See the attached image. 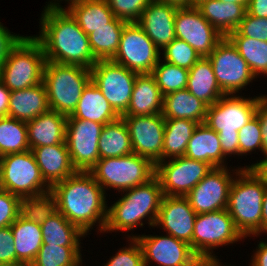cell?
<instances>
[{
	"label": "cell",
	"mask_w": 267,
	"mask_h": 266,
	"mask_svg": "<svg viewBox=\"0 0 267 266\" xmlns=\"http://www.w3.org/2000/svg\"><path fill=\"white\" fill-rule=\"evenodd\" d=\"M242 168H251L254 169L266 182L267 184V159L259 161L255 164H252L251 166H246Z\"/></svg>",
	"instance_id": "cell-55"
},
{
	"label": "cell",
	"mask_w": 267,
	"mask_h": 266,
	"mask_svg": "<svg viewBox=\"0 0 267 266\" xmlns=\"http://www.w3.org/2000/svg\"><path fill=\"white\" fill-rule=\"evenodd\" d=\"M10 226L17 259L20 262L31 264L43 244L41 225L27 221L19 215Z\"/></svg>",
	"instance_id": "cell-32"
},
{
	"label": "cell",
	"mask_w": 267,
	"mask_h": 266,
	"mask_svg": "<svg viewBox=\"0 0 267 266\" xmlns=\"http://www.w3.org/2000/svg\"><path fill=\"white\" fill-rule=\"evenodd\" d=\"M32 152L44 180L51 187L76 172L70 160L66 141L62 144L36 147Z\"/></svg>",
	"instance_id": "cell-23"
},
{
	"label": "cell",
	"mask_w": 267,
	"mask_h": 266,
	"mask_svg": "<svg viewBox=\"0 0 267 266\" xmlns=\"http://www.w3.org/2000/svg\"><path fill=\"white\" fill-rule=\"evenodd\" d=\"M103 124L67 118L66 144L76 171L89 172L99 160V139Z\"/></svg>",
	"instance_id": "cell-15"
},
{
	"label": "cell",
	"mask_w": 267,
	"mask_h": 266,
	"mask_svg": "<svg viewBox=\"0 0 267 266\" xmlns=\"http://www.w3.org/2000/svg\"><path fill=\"white\" fill-rule=\"evenodd\" d=\"M30 150L25 121L0 117V157Z\"/></svg>",
	"instance_id": "cell-38"
},
{
	"label": "cell",
	"mask_w": 267,
	"mask_h": 266,
	"mask_svg": "<svg viewBox=\"0 0 267 266\" xmlns=\"http://www.w3.org/2000/svg\"><path fill=\"white\" fill-rule=\"evenodd\" d=\"M20 197L0 189V229L10 226L20 214Z\"/></svg>",
	"instance_id": "cell-46"
},
{
	"label": "cell",
	"mask_w": 267,
	"mask_h": 266,
	"mask_svg": "<svg viewBox=\"0 0 267 266\" xmlns=\"http://www.w3.org/2000/svg\"><path fill=\"white\" fill-rule=\"evenodd\" d=\"M160 54L137 22H129L122 30L118 50L111 60L138 74L152 73Z\"/></svg>",
	"instance_id": "cell-10"
},
{
	"label": "cell",
	"mask_w": 267,
	"mask_h": 266,
	"mask_svg": "<svg viewBox=\"0 0 267 266\" xmlns=\"http://www.w3.org/2000/svg\"><path fill=\"white\" fill-rule=\"evenodd\" d=\"M91 81V69L78 65H64L46 61L43 83L46 88L48 105L65 116H70Z\"/></svg>",
	"instance_id": "cell-6"
},
{
	"label": "cell",
	"mask_w": 267,
	"mask_h": 266,
	"mask_svg": "<svg viewBox=\"0 0 267 266\" xmlns=\"http://www.w3.org/2000/svg\"><path fill=\"white\" fill-rule=\"evenodd\" d=\"M235 171L236 179L230 187L226 210L244 238L257 236L262 232V203L267 184L254 169Z\"/></svg>",
	"instance_id": "cell-3"
},
{
	"label": "cell",
	"mask_w": 267,
	"mask_h": 266,
	"mask_svg": "<svg viewBox=\"0 0 267 266\" xmlns=\"http://www.w3.org/2000/svg\"><path fill=\"white\" fill-rule=\"evenodd\" d=\"M212 169L208 163L181 156L159 161L155 175L165 196H186Z\"/></svg>",
	"instance_id": "cell-14"
},
{
	"label": "cell",
	"mask_w": 267,
	"mask_h": 266,
	"mask_svg": "<svg viewBox=\"0 0 267 266\" xmlns=\"http://www.w3.org/2000/svg\"><path fill=\"white\" fill-rule=\"evenodd\" d=\"M163 50L165 62L188 70L201 58L189 44L178 38H175Z\"/></svg>",
	"instance_id": "cell-42"
},
{
	"label": "cell",
	"mask_w": 267,
	"mask_h": 266,
	"mask_svg": "<svg viewBox=\"0 0 267 266\" xmlns=\"http://www.w3.org/2000/svg\"><path fill=\"white\" fill-rule=\"evenodd\" d=\"M127 23L115 17L108 26L97 28L88 35L96 60H111L116 55L122 30Z\"/></svg>",
	"instance_id": "cell-35"
},
{
	"label": "cell",
	"mask_w": 267,
	"mask_h": 266,
	"mask_svg": "<svg viewBox=\"0 0 267 266\" xmlns=\"http://www.w3.org/2000/svg\"><path fill=\"white\" fill-rule=\"evenodd\" d=\"M163 95L187 88L189 70L169 64L157 63L151 73Z\"/></svg>",
	"instance_id": "cell-41"
},
{
	"label": "cell",
	"mask_w": 267,
	"mask_h": 266,
	"mask_svg": "<svg viewBox=\"0 0 267 266\" xmlns=\"http://www.w3.org/2000/svg\"><path fill=\"white\" fill-rule=\"evenodd\" d=\"M67 1H68V2L70 1L69 3H71V2H74V1H76V0H67Z\"/></svg>",
	"instance_id": "cell-61"
},
{
	"label": "cell",
	"mask_w": 267,
	"mask_h": 266,
	"mask_svg": "<svg viewBox=\"0 0 267 266\" xmlns=\"http://www.w3.org/2000/svg\"><path fill=\"white\" fill-rule=\"evenodd\" d=\"M239 155L262 148V131L258 117L255 115L238 131Z\"/></svg>",
	"instance_id": "cell-44"
},
{
	"label": "cell",
	"mask_w": 267,
	"mask_h": 266,
	"mask_svg": "<svg viewBox=\"0 0 267 266\" xmlns=\"http://www.w3.org/2000/svg\"><path fill=\"white\" fill-rule=\"evenodd\" d=\"M163 98L151 73L137 74L127 111L122 116H145L160 114Z\"/></svg>",
	"instance_id": "cell-24"
},
{
	"label": "cell",
	"mask_w": 267,
	"mask_h": 266,
	"mask_svg": "<svg viewBox=\"0 0 267 266\" xmlns=\"http://www.w3.org/2000/svg\"><path fill=\"white\" fill-rule=\"evenodd\" d=\"M236 31L241 36L267 41V18H259L249 15L247 12Z\"/></svg>",
	"instance_id": "cell-47"
},
{
	"label": "cell",
	"mask_w": 267,
	"mask_h": 266,
	"mask_svg": "<svg viewBox=\"0 0 267 266\" xmlns=\"http://www.w3.org/2000/svg\"><path fill=\"white\" fill-rule=\"evenodd\" d=\"M255 115L259 119V123L261 126L262 131V148L261 151L266 156L265 159H267V95L263 96L258 102H257V108Z\"/></svg>",
	"instance_id": "cell-50"
},
{
	"label": "cell",
	"mask_w": 267,
	"mask_h": 266,
	"mask_svg": "<svg viewBox=\"0 0 267 266\" xmlns=\"http://www.w3.org/2000/svg\"><path fill=\"white\" fill-rule=\"evenodd\" d=\"M131 245L122 248L104 266H145L143 252L136 238L129 237Z\"/></svg>",
	"instance_id": "cell-45"
},
{
	"label": "cell",
	"mask_w": 267,
	"mask_h": 266,
	"mask_svg": "<svg viewBox=\"0 0 267 266\" xmlns=\"http://www.w3.org/2000/svg\"><path fill=\"white\" fill-rule=\"evenodd\" d=\"M177 6L152 0L143 10L137 24L160 50L175 38V15Z\"/></svg>",
	"instance_id": "cell-21"
},
{
	"label": "cell",
	"mask_w": 267,
	"mask_h": 266,
	"mask_svg": "<svg viewBox=\"0 0 267 266\" xmlns=\"http://www.w3.org/2000/svg\"><path fill=\"white\" fill-rule=\"evenodd\" d=\"M186 89L208 106L213 105L225 95L217 83L212 63L208 57H201L189 69Z\"/></svg>",
	"instance_id": "cell-30"
},
{
	"label": "cell",
	"mask_w": 267,
	"mask_h": 266,
	"mask_svg": "<svg viewBox=\"0 0 267 266\" xmlns=\"http://www.w3.org/2000/svg\"><path fill=\"white\" fill-rule=\"evenodd\" d=\"M251 266H267V243L260 241L258 249L251 260Z\"/></svg>",
	"instance_id": "cell-52"
},
{
	"label": "cell",
	"mask_w": 267,
	"mask_h": 266,
	"mask_svg": "<svg viewBox=\"0 0 267 266\" xmlns=\"http://www.w3.org/2000/svg\"><path fill=\"white\" fill-rule=\"evenodd\" d=\"M41 232L43 235V243L60 246H80L79 238L85 235L59 211L41 224Z\"/></svg>",
	"instance_id": "cell-36"
},
{
	"label": "cell",
	"mask_w": 267,
	"mask_h": 266,
	"mask_svg": "<svg viewBox=\"0 0 267 266\" xmlns=\"http://www.w3.org/2000/svg\"><path fill=\"white\" fill-rule=\"evenodd\" d=\"M49 109L47 92L43 82L10 93L9 117L28 122Z\"/></svg>",
	"instance_id": "cell-26"
},
{
	"label": "cell",
	"mask_w": 267,
	"mask_h": 266,
	"mask_svg": "<svg viewBox=\"0 0 267 266\" xmlns=\"http://www.w3.org/2000/svg\"><path fill=\"white\" fill-rule=\"evenodd\" d=\"M41 43L46 61L92 68L95 59L88 35L59 3L50 2L41 15Z\"/></svg>",
	"instance_id": "cell-1"
},
{
	"label": "cell",
	"mask_w": 267,
	"mask_h": 266,
	"mask_svg": "<svg viewBox=\"0 0 267 266\" xmlns=\"http://www.w3.org/2000/svg\"><path fill=\"white\" fill-rule=\"evenodd\" d=\"M219 1L224 2V3L230 2V3L242 4L246 9L250 2V0H219Z\"/></svg>",
	"instance_id": "cell-58"
},
{
	"label": "cell",
	"mask_w": 267,
	"mask_h": 266,
	"mask_svg": "<svg viewBox=\"0 0 267 266\" xmlns=\"http://www.w3.org/2000/svg\"><path fill=\"white\" fill-rule=\"evenodd\" d=\"M57 211V200L51 191L20 199L19 215L27 221L41 225Z\"/></svg>",
	"instance_id": "cell-40"
},
{
	"label": "cell",
	"mask_w": 267,
	"mask_h": 266,
	"mask_svg": "<svg viewBox=\"0 0 267 266\" xmlns=\"http://www.w3.org/2000/svg\"><path fill=\"white\" fill-rule=\"evenodd\" d=\"M224 95L208 106L204 123L219 135L221 149L226 155H239L238 131L254 116L257 102L263 97L243 98Z\"/></svg>",
	"instance_id": "cell-5"
},
{
	"label": "cell",
	"mask_w": 267,
	"mask_h": 266,
	"mask_svg": "<svg viewBox=\"0 0 267 266\" xmlns=\"http://www.w3.org/2000/svg\"><path fill=\"white\" fill-rule=\"evenodd\" d=\"M137 74L112 60H97L91 68L92 82L120 116L128 109Z\"/></svg>",
	"instance_id": "cell-11"
},
{
	"label": "cell",
	"mask_w": 267,
	"mask_h": 266,
	"mask_svg": "<svg viewBox=\"0 0 267 266\" xmlns=\"http://www.w3.org/2000/svg\"><path fill=\"white\" fill-rule=\"evenodd\" d=\"M233 180L227 166L213 168L185 197L196 214L226 209Z\"/></svg>",
	"instance_id": "cell-18"
},
{
	"label": "cell",
	"mask_w": 267,
	"mask_h": 266,
	"mask_svg": "<svg viewBox=\"0 0 267 266\" xmlns=\"http://www.w3.org/2000/svg\"><path fill=\"white\" fill-rule=\"evenodd\" d=\"M66 10L87 35L108 26L115 18L106 0H76Z\"/></svg>",
	"instance_id": "cell-31"
},
{
	"label": "cell",
	"mask_w": 267,
	"mask_h": 266,
	"mask_svg": "<svg viewBox=\"0 0 267 266\" xmlns=\"http://www.w3.org/2000/svg\"><path fill=\"white\" fill-rule=\"evenodd\" d=\"M184 156L210 164L213 168L225 167L219 135L205 123L198 124L190 138Z\"/></svg>",
	"instance_id": "cell-25"
},
{
	"label": "cell",
	"mask_w": 267,
	"mask_h": 266,
	"mask_svg": "<svg viewBox=\"0 0 267 266\" xmlns=\"http://www.w3.org/2000/svg\"><path fill=\"white\" fill-rule=\"evenodd\" d=\"M116 18L137 22L152 0H106Z\"/></svg>",
	"instance_id": "cell-43"
},
{
	"label": "cell",
	"mask_w": 267,
	"mask_h": 266,
	"mask_svg": "<svg viewBox=\"0 0 267 266\" xmlns=\"http://www.w3.org/2000/svg\"><path fill=\"white\" fill-rule=\"evenodd\" d=\"M11 91L0 80V117L8 116Z\"/></svg>",
	"instance_id": "cell-53"
},
{
	"label": "cell",
	"mask_w": 267,
	"mask_h": 266,
	"mask_svg": "<svg viewBox=\"0 0 267 266\" xmlns=\"http://www.w3.org/2000/svg\"><path fill=\"white\" fill-rule=\"evenodd\" d=\"M220 89L235 95L255 78L232 42L224 37L208 56Z\"/></svg>",
	"instance_id": "cell-13"
},
{
	"label": "cell",
	"mask_w": 267,
	"mask_h": 266,
	"mask_svg": "<svg viewBox=\"0 0 267 266\" xmlns=\"http://www.w3.org/2000/svg\"><path fill=\"white\" fill-rule=\"evenodd\" d=\"M123 192H126L124 197L107 209L104 232L127 231L137 225L143 226L145 217H149L148 224L153 227L164 197L158 177L155 175L148 182Z\"/></svg>",
	"instance_id": "cell-4"
},
{
	"label": "cell",
	"mask_w": 267,
	"mask_h": 266,
	"mask_svg": "<svg viewBox=\"0 0 267 266\" xmlns=\"http://www.w3.org/2000/svg\"><path fill=\"white\" fill-rule=\"evenodd\" d=\"M196 212L185 196H165L155 222L171 236L188 243L192 249V236Z\"/></svg>",
	"instance_id": "cell-20"
},
{
	"label": "cell",
	"mask_w": 267,
	"mask_h": 266,
	"mask_svg": "<svg viewBox=\"0 0 267 266\" xmlns=\"http://www.w3.org/2000/svg\"><path fill=\"white\" fill-rule=\"evenodd\" d=\"M167 4H172L177 7H189V0H156Z\"/></svg>",
	"instance_id": "cell-57"
},
{
	"label": "cell",
	"mask_w": 267,
	"mask_h": 266,
	"mask_svg": "<svg viewBox=\"0 0 267 266\" xmlns=\"http://www.w3.org/2000/svg\"><path fill=\"white\" fill-rule=\"evenodd\" d=\"M201 1H203V0H189V7L190 6H196Z\"/></svg>",
	"instance_id": "cell-60"
},
{
	"label": "cell",
	"mask_w": 267,
	"mask_h": 266,
	"mask_svg": "<svg viewBox=\"0 0 267 266\" xmlns=\"http://www.w3.org/2000/svg\"><path fill=\"white\" fill-rule=\"evenodd\" d=\"M0 187L20 198L51 191V186L44 180L32 150L1 156Z\"/></svg>",
	"instance_id": "cell-9"
},
{
	"label": "cell",
	"mask_w": 267,
	"mask_h": 266,
	"mask_svg": "<svg viewBox=\"0 0 267 266\" xmlns=\"http://www.w3.org/2000/svg\"><path fill=\"white\" fill-rule=\"evenodd\" d=\"M227 38L237 48L255 77L260 73L267 75V41L241 36L236 30Z\"/></svg>",
	"instance_id": "cell-37"
},
{
	"label": "cell",
	"mask_w": 267,
	"mask_h": 266,
	"mask_svg": "<svg viewBox=\"0 0 267 266\" xmlns=\"http://www.w3.org/2000/svg\"><path fill=\"white\" fill-rule=\"evenodd\" d=\"M176 38L184 40L201 57H208L224 38L196 6L178 7L175 15Z\"/></svg>",
	"instance_id": "cell-16"
},
{
	"label": "cell",
	"mask_w": 267,
	"mask_h": 266,
	"mask_svg": "<svg viewBox=\"0 0 267 266\" xmlns=\"http://www.w3.org/2000/svg\"><path fill=\"white\" fill-rule=\"evenodd\" d=\"M188 266H222V264H219L214 255H197Z\"/></svg>",
	"instance_id": "cell-54"
},
{
	"label": "cell",
	"mask_w": 267,
	"mask_h": 266,
	"mask_svg": "<svg viewBox=\"0 0 267 266\" xmlns=\"http://www.w3.org/2000/svg\"><path fill=\"white\" fill-rule=\"evenodd\" d=\"M247 13L259 18H267V0H250Z\"/></svg>",
	"instance_id": "cell-51"
},
{
	"label": "cell",
	"mask_w": 267,
	"mask_h": 266,
	"mask_svg": "<svg viewBox=\"0 0 267 266\" xmlns=\"http://www.w3.org/2000/svg\"><path fill=\"white\" fill-rule=\"evenodd\" d=\"M23 36L11 34L0 22V71L2 70L11 51L20 43Z\"/></svg>",
	"instance_id": "cell-49"
},
{
	"label": "cell",
	"mask_w": 267,
	"mask_h": 266,
	"mask_svg": "<svg viewBox=\"0 0 267 266\" xmlns=\"http://www.w3.org/2000/svg\"><path fill=\"white\" fill-rule=\"evenodd\" d=\"M98 149L99 159L121 157L133 153L130 133L122 117L103 126Z\"/></svg>",
	"instance_id": "cell-33"
},
{
	"label": "cell",
	"mask_w": 267,
	"mask_h": 266,
	"mask_svg": "<svg viewBox=\"0 0 267 266\" xmlns=\"http://www.w3.org/2000/svg\"><path fill=\"white\" fill-rule=\"evenodd\" d=\"M143 252L144 264L154 261L159 266H188L197 256L190 245L168 234L167 236H133Z\"/></svg>",
	"instance_id": "cell-19"
},
{
	"label": "cell",
	"mask_w": 267,
	"mask_h": 266,
	"mask_svg": "<svg viewBox=\"0 0 267 266\" xmlns=\"http://www.w3.org/2000/svg\"><path fill=\"white\" fill-rule=\"evenodd\" d=\"M80 246L43 243L31 266H80Z\"/></svg>",
	"instance_id": "cell-39"
},
{
	"label": "cell",
	"mask_w": 267,
	"mask_h": 266,
	"mask_svg": "<svg viewBox=\"0 0 267 266\" xmlns=\"http://www.w3.org/2000/svg\"><path fill=\"white\" fill-rule=\"evenodd\" d=\"M0 266H31V264L24 263V262H17V263L0 264Z\"/></svg>",
	"instance_id": "cell-59"
},
{
	"label": "cell",
	"mask_w": 267,
	"mask_h": 266,
	"mask_svg": "<svg viewBox=\"0 0 267 266\" xmlns=\"http://www.w3.org/2000/svg\"><path fill=\"white\" fill-rule=\"evenodd\" d=\"M89 172L104 191L109 187L123 192L151 180L156 174V165L146 157L131 153L99 159Z\"/></svg>",
	"instance_id": "cell-8"
},
{
	"label": "cell",
	"mask_w": 267,
	"mask_h": 266,
	"mask_svg": "<svg viewBox=\"0 0 267 266\" xmlns=\"http://www.w3.org/2000/svg\"><path fill=\"white\" fill-rule=\"evenodd\" d=\"M51 192L57 200L58 211L84 234L99 223L104 231L107 205L104 189L90 172L76 171L65 180L55 183Z\"/></svg>",
	"instance_id": "cell-2"
},
{
	"label": "cell",
	"mask_w": 267,
	"mask_h": 266,
	"mask_svg": "<svg viewBox=\"0 0 267 266\" xmlns=\"http://www.w3.org/2000/svg\"><path fill=\"white\" fill-rule=\"evenodd\" d=\"M11 226L0 229V264L17 263Z\"/></svg>",
	"instance_id": "cell-48"
},
{
	"label": "cell",
	"mask_w": 267,
	"mask_h": 266,
	"mask_svg": "<svg viewBox=\"0 0 267 266\" xmlns=\"http://www.w3.org/2000/svg\"><path fill=\"white\" fill-rule=\"evenodd\" d=\"M199 123L188 119H165L163 161L184 156L188 142Z\"/></svg>",
	"instance_id": "cell-34"
},
{
	"label": "cell",
	"mask_w": 267,
	"mask_h": 266,
	"mask_svg": "<svg viewBox=\"0 0 267 266\" xmlns=\"http://www.w3.org/2000/svg\"><path fill=\"white\" fill-rule=\"evenodd\" d=\"M242 238L226 209L201 213L197 214L194 222L192 250L196 255L210 256V250L215 247L233 244Z\"/></svg>",
	"instance_id": "cell-12"
},
{
	"label": "cell",
	"mask_w": 267,
	"mask_h": 266,
	"mask_svg": "<svg viewBox=\"0 0 267 266\" xmlns=\"http://www.w3.org/2000/svg\"><path fill=\"white\" fill-rule=\"evenodd\" d=\"M202 16L224 37L236 30L247 9L242 4L203 0L196 5Z\"/></svg>",
	"instance_id": "cell-28"
},
{
	"label": "cell",
	"mask_w": 267,
	"mask_h": 266,
	"mask_svg": "<svg viewBox=\"0 0 267 266\" xmlns=\"http://www.w3.org/2000/svg\"><path fill=\"white\" fill-rule=\"evenodd\" d=\"M262 231L267 233V185L264 192V200L262 203Z\"/></svg>",
	"instance_id": "cell-56"
},
{
	"label": "cell",
	"mask_w": 267,
	"mask_h": 266,
	"mask_svg": "<svg viewBox=\"0 0 267 266\" xmlns=\"http://www.w3.org/2000/svg\"><path fill=\"white\" fill-rule=\"evenodd\" d=\"M120 117L92 80L83 89L74 112L67 116V118L85 119L103 125L114 122Z\"/></svg>",
	"instance_id": "cell-27"
},
{
	"label": "cell",
	"mask_w": 267,
	"mask_h": 266,
	"mask_svg": "<svg viewBox=\"0 0 267 266\" xmlns=\"http://www.w3.org/2000/svg\"><path fill=\"white\" fill-rule=\"evenodd\" d=\"M208 105L187 89L164 95L162 115L165 119H188L204 123Z\"/></svg>",
	"instance_id": "cell-29"
},
{
	"label": "cell",
	"mask_w": 267,
	"mask_h": 266,
	"mask_svg": "<svg viewBox=\"0 0 267 266\" xmlns=\"http://www.w3.org/2000/svg\"><path fill=\"white\" fill-rule=\"evenodd\" d=\"M127 124L133 153L163 161L165 118L162 113L145 116H121Z\"/></svg>",
	"instance_id": "cell-17"
},
{
	"label": "cell",
	"mask_w": 267,
	"mask_h": 266,
	"mask_svg": "<svg viewBox=\"0 0 267 266\" xmlns=\"http://www.w3.org/2000/svg\"><path fill=\"white\" fill-rule=\"evenodd\" d=\"M46 63L44 49L35 36H24L11 51L0 80L10 91L22 90L43 82Z\"/></svg>",
	"instance_id": "cell-7"
},
{
	"label": "cell",
	"mask_w": 267,
	"mask_h": 266,
	"mask_svg": "<svg viewBox=\"0 0 267 266\" xmlns=\"http://www.w3.org/2000/svg\"><path fill=\"white\" fill-rule=\"evenodd\" d=\"M66 125L67 116L51 109L26 122L30 150L64 143Z\"/></svg>",
	"instance_id": "cell-22"
}]
</instances>
